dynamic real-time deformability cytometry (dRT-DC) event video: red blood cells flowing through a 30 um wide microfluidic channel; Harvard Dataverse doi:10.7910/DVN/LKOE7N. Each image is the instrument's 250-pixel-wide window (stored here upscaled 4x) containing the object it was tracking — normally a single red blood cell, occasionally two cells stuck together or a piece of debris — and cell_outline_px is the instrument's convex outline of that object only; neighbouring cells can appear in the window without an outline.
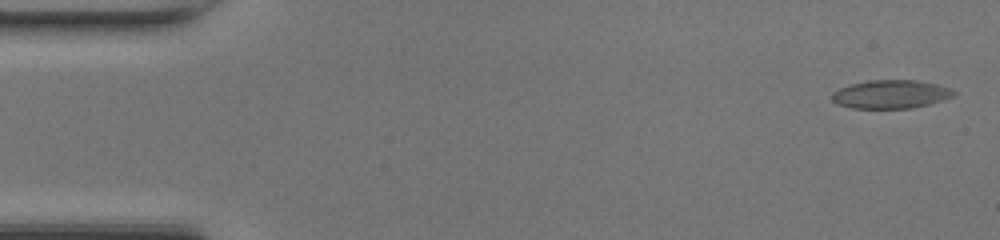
{"species": "common noctule bat (a hibernating species)", "species_latin": "Nyctalus noctula", "temperature_condition": "room temperature", "stored_images_in_passage": 24, "camera_frame_rate_fps": 3000, "um_per_image_px": 0.085, "animal": {"sex": "female", "body_mass_g": 17.0, "forearm_length_mm": 48.0}, "frame": {"image": 1, "passage_image": 2, "time_ms": 0.333, "image_size_px": [1000, 240], "cell_outline_px": [[956, 96], [928, 104], [912, 108], [852, 108], [836, 104], [832, 100], [832, 92], [848, 84], [868, 80], [916, 80], [936, 84], [948, 88], [956, 92]], "centroid_in_image_um": [75.69, 8.01], "position_along_channel_um": 9.3, "area_um2": 20.23}}
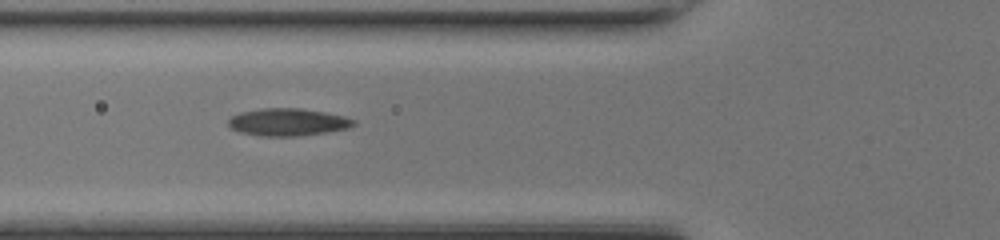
{"frame": {"image": 2, "passage_image": 18, "time_ms": 5.667, "image_size_px": [1000, 240], "cell_outline_px": [[356, 124], [348, 128], [324, 132], [296, 136], [260, 136], [240, 132], [232, 128], [228, 124], [228, 120], [232, 116], [240, 112], [264, 108], [300, 108], [324, 112], [344, 116], [356, 120]], "centroid_in_image_um": [24.46, 10.37], "position_along_channel_um": 101.3, "area_um2": 19.88}}
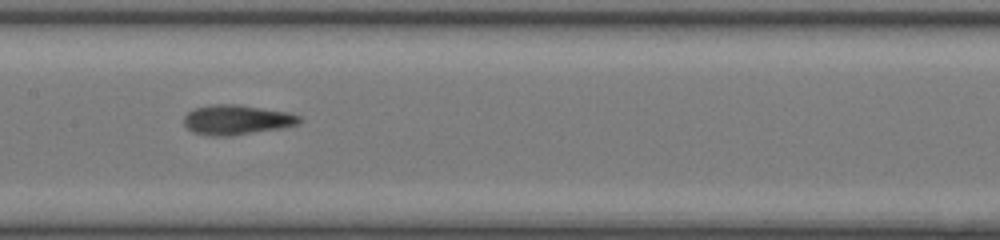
{"frame": {"image": 3, "passage_image": 24, "time_ms": 7.667, "image_size_px": [1000, 240], "cell_outline_px": [[300, 124], [284, 128], [232, 136], [208, 136], [192, 132], [184, 124], [184, 116], [188, 112], [196, 108], [216, 104], [236, 104], [292, 112], [300, 116]], "centroid_in_image_um": [20.17, 10.19], "position_along_channel_um": 187.2, "area_um2": 20.35}}